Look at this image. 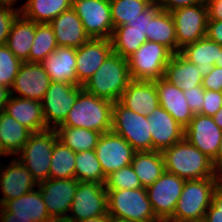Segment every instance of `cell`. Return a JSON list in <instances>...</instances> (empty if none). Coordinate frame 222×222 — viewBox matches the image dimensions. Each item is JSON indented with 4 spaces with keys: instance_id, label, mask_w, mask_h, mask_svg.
<instances>
[{
    "instance_id": "cell-10",
    "label": "cell",
    "mask_w": 222,
    "mask_h": 222,
    "mask_svg": "<svg viewBox=\"0 0 222 222\" xmlns=\"http://www.w3.org/2000/svg\"><path fill=\"white\" fill-rule=\"evenodd\" d=\"M68 222L108 215V194L103 184L80 182L73 197Z\"/></svg>"
},
{
    "instance_id": "cell-57",
    "label": "cell",
    "mask_w": 222,
    "mask_h": 222,
    "mask_svg": "<svg viewBox=\"0 0 222 222\" xmlns=\"http://www.w3.org/2000/svg\"><path fill=\"white\" fill-rule=\"evenodd\" d=\"M43 222H68V221L66 220V218L50 217L49 219H46Z\"/></svg>"
},
{
    "instance_id": "cell-62",
    "label": "cell",
    "mask_w": 222,
    "mask_h": 222,
    "mask_svg": "<svg viewBox=\"0 0 222 222\" xmlns=\"http://www.w3.org/2000/svg\"><path fill=\"white\" fill-rule=\"evenodd\" d=\"M109 222H129V221L119 220V219H115V218L110 217Z\"/></svg>"
},
{
    "instance_id": "cell-8",
    "label": "cell",
    "mask_w": 222,
    "mask_h": 222,
    "mask_svg": "<svg viewBox=\"0 0 222 222\" xmlns=\"http://www.w3.org/2000/svg\"><path fill=\"white\" fill-rule=\"evenodd\" d=\"M172 55L164 45L146 41L127 58L131 79L154 81L163 78Z\"/></svg>"
},
{
    "instance_id": "cell-5",
    "label": "cell",
    "mask_w": 222,
    "mask_h": 222,
    "mask_svg": "<svg viewBox=\"0 0 222 222\" xmlns=\"http://www.w3.org/2000/svg\"><path fill=\"white\" fill-rule=\"evenodd\" d=\"M108 215L129 222L157 219L146 188L108 190Z\"/></svg>"
},
{
    "instance_id": "cell-28",
    "label": "cell",
    "mask_w": 222,
    "mask_h": 222,
    "mask_svg": "<svg viewBox=\"0 0 222 222\" xmlns=\"http://www.w3.org/2000/svg\"><path fill=\"white\" fill-rule=\"evenodd\" d=\"M222 45L210 40L207 36L193 44L185 46L180 54L189 62L194 63L202 77L208 75L218 62Z\"/></svg>"
},
{
    "instance_id": "cell-47",
    "label": "cell",
    "mask_w": 222,
    "mask_h": 222,
    "mask_svg": "<svg viewBox=\"0 0 222 222\" xmlns=\"http://www.w3.org/2000/svg\"><path fill=\"white\" fill-rule=\"evenodd\" d=\"M201 85L205 90L222 92V68L214 65L211 72L203 77Z\"/></svg>"
},
{
    "instance_id": "cell-29",
    "label": "cell",
    "mask_w": 222,
    "mask_h": 222,
    "mask_svg": "<svg viewBox=\"0 0 222 222\" xmlns=\"http://www.w3.org/2000/svg\"><path fill=\"white\" fill-rule=\"evenodd\" d=\"M163 78L169 83L179 86L183 91L200 86L203 79L196 65L189 62L180 53L172 55Z\"/></svg>"
},
{
    "instance_id": "cell-33",
    "label": "cell",
    "mask_w": 222,
    "mask_h": 222,
    "mask_svg": "<svg viewBox=\"0 0 222 222\" xmlns=\"http://www.w3.org/2000/svg\"><path fill=\"white\" fill-rule=\"evenodd\" d=\"M32 132L6 114L4 111L0 113V134L3 149L9 155H17L28 141Z\"/></svg>"
},
{
    "instance_id": "cell-55",
    "label": "cell",
    "mask_w": 222,
    "mask_h": 222,
    "mask_svg": "<svg viewBox=\"0 0 222 222\" xmlns=\"http://www.w3.org/2000/svg\"><path fill=\"white\" fill-rule=\"evenodd\" d=\"M109 220H110L109 215H101L98 217H91L77 222H109Z\"/></svg>"
},
{
    "instance_id": "cell-26",
    "label": "cell",
    "mask_w": 222,
    "mask_h": 222,
    "mask_svg": "<svg viewBox=\"0 0 222 222\" xmlns=\"http://www.w3.org/2000/svg\"><path fill=\"white\" fill-rule=\"evenodd\" d=\"M0 207L12 212V217L30 218L33 222H43L51 217L39 189L9 200Z\"/></svg>"
},
{
    "instance_id": "cell-39",
    "label": "cell",
    "mask_w": 222,
    "mask_h": 222,
    "mask_svg": "<svg viewBox=\"0 0 222 222\" xmlns=\"http://www.w3.org/2000/svg\"><path fill=\"white\" fill-rule=\"evenodd\" d=\"M155 0H110L112 23L116 28L138 18Z\"/></svg>"
},
{
    "instance_id": "cell-27",
    "label": "cell",
    "mask_w": 222,
    "mask_h": 222,
    "mask_svg": "<svg viewBox=\"0 0 222 222\" xmlns=\"http://www.w3.org/2000/svg\"><path fill=\"white\" fill-rule=\"evenodd\" d=\"M36 25L19 14L13 21L6 46L21 61L29 62V52L34 41Z\"/></svg>"
},
{
    "instance_id": "cell-34",
    "label": "cell",
    "mask_w": 222,
    "mask_h": 222,
    "mask_svg": "<svg viewBox=\"0 0 222 222\" xmlns=\"http://www.w3.org/2000/svg\"><path fill=\"white\" fill-rule=\"evenodd\" d=\"M58 140L75 153L94 150L102 133L86 128L57 127Z\"/></svg>"
},
{
    "instance_id": "cell-31",
    "label": "cell",
    "mask_w": 222,
    "mask_h": 222,
    "mask_svg": "<svg viewBox=\"0 0 222 222\" xmlns=\"http://www.w3.org/2000/svg\"><path fill=\"white\" fill-rule=\"evenodd\" d=\"M131 165L144 188L152 185L165 171L161 151L135 152Z\"/></svg>"
},
{
    "instance_id": "cell-44",
    "label": "cell",
    "mask_w": 222,
    "mask_h": 222,
    "mask_svg": "<svg viewBox=\"0 0 222 222\" xmlns=\"http://www.w3.org/2000/svg\"><path fill=\"white\" fill-rule=\"evenodd\" d=\"M161 8L155 0L146 10H144L141 15L138 16L133 21L127 22L125 25L130 26V29H136L143 33H148V21H150Z\"/></svg>"
},
{
    "instance_id": "cell-45",
    "label": "cell",
    "mask_w": 222,
    "mask_h": 222,
    "mask_svg": "<svg viewBox=\"0 0 222 222\" xmlns=\"http://www.w3.org/2000/svg\"><path fill=\"white\" fill-rule=\"evenodd\" d=\"M204 88L202 85L184 90V95L187 99L189 108L194 114H199L204 102Z\"/></svg>"
},
{
    "instance_id": "cell-53",
    "label": "cell",
    "mask_w": 222,
    "mask_h": 222,
    "mask_svg": "<svg viewBox=\"0 0 222 222\" xmlns=\"http://www.w3.org/2000/svg\"><path fill=\"white\" fill-rule=\"evenodd\" d=\"M214 177L216 182V190L222 194V165L215 168Z\"/></svg>"
},
{
    "instance_id": "cell-56",
    "label": "cell",
    "mask_w": 222,
    "mask_h": 222,
    "mask_svg": "<svg viewBox=\"0 0 222 222\" xmlns=\"http://www.w3.org/2000/svg\"><path fill=\"white\" fill-rule=\"evenodd\" d=\"M217 126L222 129V107L218 112L212 117Z\"/></svg>"
},
{
    "instance_id": "cell-46",
    "label": "cell",
    "mask_w": 222,
    "mask_h": 222,
    "mask_svg": "<svg viewBox=\"0 0 222 222\" xmlns=\"http://www.w3.org/2000/svg\"><path fill=\"white\" fill-rule=\"evenodd\" d=\"M203 222H222V194L217 190L212 196V202L205 213Z\"/></svg>"
},
{
    "instance_id": "cell-22",
    "label": "cell",
    "mask_w": 222,
    "mask_h": 222,
    "mask_svg": "<svg viewBox=\"0 0 222 222\" xmlns=\"http://www.w3.org/2000/svg\"><path fill=\"white\" fill-rule=\"evenodd\" d=\"M159 105H161L184 129L194 113L189 108L184 91L164 78L155 80Z\"/></svg>"
},
{
    "instance_id": "cell-40",
    "label": "cell",
    "mask_w": 222,
    "mask_h": 222,
    "mask_svg": "<svg viewBox=\"0 0 222 222\" xmlns=\"http://www.w3.org/2000/svg\"><path fill=\"white\" fill-rule=\"evenodd\" d=\"M104 187L107 191L143 188L132 165L122 167L109 174L106 177Z\"/></svg>"
},
{
    "instance_id": "cell-60",
    "label": "cell",
    "mask_w": 222,
    "mask_h": 222,
    "mask_svg": "<svg viewBox=\"0 0 222 222\" xmlns=\"http://www.w3.org/2000/svg\"><path fill=\"white\" fill-rule=\"evenodd\" d=\"M215 65L222 68V48L218 56V62Z\"/></svg>"
},
{
    "instance_id": "cell-35",
    "label": "cell",
    "mask_w": 222,
    "mask_h": 222,
    "mask_svg": "<svg viewBox=\"0 0 222 222\" xmlns=\"http://www.w3.org/2000/svg\"><path fill=\"white\" fill-rule=\"evenodd\" d=\"M110 39L113 52L126 59L148 41L145 33L130 29L128 25L114 28Z\"/></svg>"
},
{
    "instance_id": "cell-51",
    "label": "cell",
    "mask_w": 222,
    "mask_h": 222,
    "mask_svg": "<svg viewBox=\"0 0 222 222\" xmlns=\"http://www.w3.org/2000/svg\"><path fill=\"white\" fill-rule=\"evenodd\" d=\"M0 222H33L30 218L12 217V212H6L0 207Z\"/></svg>"
},
{
    "instance_id": "cell-38",
    "label": "cell",
    "mask_w": 222,
    "mask_h": 222,
    "mask_svg": "<svg viewBox=\"0 0 222 222\" xmlns=\"http://www.w3.org/2000/svg\"><path fill=\"white\" fill-rule=\"evenodd\" d=\"M57 47L51 25L37 23L34 41L29 52V62L42 63Z\"/></svg>"
},
{
    "instance_id": "cell-59",
    "label": "cell",
    "mask_w": 222,
    "mask_h": 222,
    "mask_svg": "<svg viewBox=\"0 0 222 222\" xmlns=\"http://www.w3.org/2000/svg\"><path fill=\"white\" fill-rule=\"evenodd\" d=\"M2 156H9V154L3 149V144H2V141H1V134H0V158ZM1 162V160H0Z\"/></svg>"
},
{
    "instance_id": "cell-43",
    "label": "cell",
    "mask_w": 222,
    "mask_h": 222,
    "mask_svg": "<svg viewBox=\"0 0 222 222\" xmlns=\"http://www.w3.org/2000/svg\"><path fill=\"white\" fill-rule=\"evenodd\" d=\"M222 107V92L204 90V102L199 114L213 117Z\"/></svg>"
},
{
    "instance_id": "cell-18",
    "label": "cell",
    "mask_w": 222,
    "mask_h": 222,
    "mask_svg": "<svg viewBox=\"0 0 222 222\" xmlns=\"http://www.w3.org/2000/svg\"><path fill=\"white\" fill-rule=\"evenodd\" d=\"M112 52L111 39L90 38L78 47L76 49L77 86H83Z\"/></svg>"
},
{
    "instance_id": "cell-36",
    "label": "cell",
    "mask_w": 222,
    "mask_h": 222,
    "mask_svg": "<svg viewBox=\"0 0 222 222\" xmlns=\"http://www.w3.org/2000/svg\"><path fill=\"white\" fill-rule=\"evenodd\" d=\"M75 154L57 139L53 146L49 179L75 178Z\"/></svg>"
},
{
    "instance_id": "cell-4",
    "label": "cell",
    "mask_w": 222,
    "mask_h": 222,
    "mask_svg": "<svg viewBox=\"0 0 222 222\" xmlns=\"http://www.w3.org/2000/svg\"><path fill=\"white\" fill-rule=\"evenodd\" d=\"M216 191L215 177L186 180L172 222H203Z\"/></svg>"
},
{
    "instance_id": "cell-25",
    "label": "cell",
    "mask_w": 222,
    "mask_h": 222,
    "mask_svg": "<svg viewBox=\"0 0 222 222\" xmlns=\"http://www.w3.org/2000/svg\"><path fill=\"white\" fill-rule=\"evenodd\" d=\"M4 112L28 128L32 133L48 129L40 101L11 95L5 105Z\"/></svg>"
},
{
    "instance_id": "cell-16",
    "label": "cell",
    "mask_w": 222,
    "mask_h": 222,
    "mask_svg": "<svg viewBox=\"0 0 222 222\" xmlns=\"http://www.w3.org/2000/svg\"><path fill=\"white\" fill-rule=\"evenodd\" d=\"M184 138L213 160L221 143L222 129L217 126L212 117L194 114L184 129Z\"/></svg>"
},
{
    "instance_id": "cell-19",
    "label": "cell",
    "mask_w": 222,
    "mask_h": 222,
    "mask_svg": "<svg viewBox=\"0 0 222 222\" xmlns=\"http://www.w3.org/2000/svg\"><path fill=\"white\" fill-rule=\"evenodd\" d=\"M1 164L3 163L0 162V188L3 197L0 198V206L29 193L38 185L30 171L16 157L8 162V166Z\"/></svg>"
},
{
    "instance_id": "cell-41",
    "label": "cell",
    "mask_w": 222,
    "mask_h": 222,
    "mask_svg": "<svg viewBox=\"0 0 222 222\" xmlns=\"http://www.w3.org/2000/svg\"><path fill=\"white\" fill-rule=\"evenodd\" d=\"M21 63L6 45L0 46V85L12 88Z\"/></svg>"
},
{
    "instance_id": "cell-12",
    "label": "cell",
    "mask_w": 222,
    "mask_h": 222,
    "mask_svg": "<svg viewBox=\"0 0 222 222\" xmlns=\"http://www.w3.org/2000/svg\"><path fill=\"white\" fill-rule=\"evenodd\" d=\"M72 9L90 38H111L114 27L110 0H72Z\"/></svg>"
},
{
    "instance_id": "cell-6",
    "label": "cell",
    "mask_w": 222,
    "mask_h": 222,
    "mask_svg": "<svg viewBox=\"0 0 222 222\" xmlns=\"http://www.w3.org/2000/svg\"><path fill=\"white\" fill-rule=\"evenodd\" d=\"M57 139L55 129L33 132L17 154L16 158L30 171L37 183L49 179L52 151Z\"/></svg>"
},
{
    "instance_id": "cell-58",
    "label": "cell",
    "mask_w": 222,
    "mask_h": 222,
    "mask_svg": "<svg viewBox=\"0 0 222 222\" xmlns=\"http://www.w3.org/2000/svg\"><path fill=\"white\" fill-rule=\"evenodd\" d=\"M19 0H0V5H10L13 6Z\"/></svg>"
},
{
    "instance_id": "cell-24",
    "label": "cell",
    "mask_w": 222,
    "mask_h": 222,
    "mask_svg": "<svg viewBox=\"0 0 222 222\" xmlns=\"http://www.w3.org/2000/svg\"><path fill=\"white\" fill-rule=\"evenodd\" d=\"M41 64L51 81L77 85L76 48L58 46Z\"/></svg>"
},
{
    "instance_id": "cell-7",
    "label": "cell",
    "mask_w": 222,
    "mask_h": 222,
    "mask_svg": "<svg viewBox=\"0 0 222 222\" xmlns=\"http://www.w3.org/2000/svg\"><path fill=\"white\" fill-rule=\"evenodd\" d=\"M111 131L123 137L136 152L153 151L147 116L127 109L119 101L113 103Z\"/></svg>"
},
{
    "instance_id": "cell-23",
    "label": "cell",
    "mask_w": 222,
    "mask_h": 222,
    "mask_svg": "<svg viewBox=\"0 0 222 222\" xmlns=\"http://www.w3.org/2000/svg\"><path fill=\"white\" fill-rule=\"evenodd\" d=\"M49 24L53 28L57 46L77 49L90 39L81 19L72 8L62 12Z\"/></svg>"
},
{
    "instance_id": "cell-54",
    "label": "cell",
    "mask_w": 222,
    "mask_h": 222,
    "mask_svg": "<svg viewBox=\"0 0 222 222\" xmlns=\"http://www.w3.org/2000/svg\"><path fill=\"white\" fill-rule=\"evenodd\" d=\"M214 169L222 165V139L216 157L212 160Z\"/></svg>"
},
{
    "instance_id": "cell-52",
    "label": "cell",
    "mask_w": 222,
    "mask_h": 222,
    "mask_svg": "<svg viewBox=\"0 0 222 222\" xmlns=\"http://www.w3.org/2000/svg\"><path fill=\"white\" fill-rule=\"evenodd\" d=\"M11 96V89L0 85V113L4 111L5 105L7 104Z\"/></svg>"
},
{
    "instance_id": "cell-49",
    "label": "cell",
    "mask_w": 222,
    "mask_h": 222,
    "mask_svg": "<svg viewBox=\"0 0 222 222\" xmlns=\"http://www.w3.org/2000/svg\"><path fill=\"white\" fill-rule=\"evenodd\" d=\"M206 36L210 40L222 45V21L208 20Z\"/></svg>"
},
{
    "instance_id": "cell-9",
    "label": "cell",
    "mask_w": 222,
    "mask_h": 222,
    "mask_svg": "<svg viewBox=\"0 0 222 222\" xmlns=\"http://www.w3.org/2000/svg\"><path fill=\"white\" fill-rule=\"evenodd\" d=\"M82 90L83 86L51 81L41 101L47 128L56 129L63 123Z\"/></svg>"
},
{
    "instance_id": "cell-17",
    "label": "cell",
    "mask_w": 222,
    "mask_h": 222,
    "mask_svg": "<svg viewBox=\"0 0 222 222\" xmlns=\"http://www.w3.org/2000/svg\"><path fill=\"white\" fill-rule=\"evenodd\" d=\"M51 83L41 63L22 62L11 88V95L42 101Z\"/></svg>"
},
{
    "instance_id": "cell-1",
    "label": "cell",
    "mask_w": 222,
    "mask_h": 222,
    "mask_svg": "<svg viewBox=\"0 0 222 222\" xmlns=\"http://www.w3.org/2000/svg\"><path fill=\"white\" fill-rule=\"evenodd\" d=\"M113 102L97 97L84 89L78 94L67 117L58 127L86 128L100 133L112 129Z\"/></svg>"
},
{
    "instance_id": "cell-21",
    "label": "cell",
    "mask_w": 222,
    "mask_h": 222,
    "mask_svg": "<svg viewBox=\"0 0 222 222\" xmlns=\"http://www.w3.org/2000/svg\"><path fill=\"white\" fill-rule=\"evenodd\" d=\"M119 102L127 109L138 114L150 115L159 106L155 80H131L122 93Z\"/></svg>"
},
{
    "instance_id": "cell-20",
    "label": "cell",
    "mask_w": 222,
    "mask_h": 222,
    "mask_svg": "<svg viewBox=\"0 0 222 222\" xmlns=\"http://www.w3.org/2000/svg\"><path fill=\"white\" fill-rule=\"evenodd\" d=\"M153 151H163L184 138V128L161 106L147 116Z\"/></svg>"
},
{
    "instance_id": "cell-14",
    "label": "cell",
    "mask_w": 222,
    "mask_h": 222,
    "mask_svg": "<svg viewBox=\"0 0 222 222\" xmlns=\"http://www.w3.org/2000/svg\"><path fill=\"white\" fill-rule=\"evenodd\" d=\"M94 150L106 177L122 167L131 165L136 152L123 137L112 131L101 134Z\"/></svg>"
},
{
    "instance_id": "cell-2",
    "label": "cell",
    "mask_w": 222,
    "mask_h": 222,
    "mask_svg": "<svg viewBox=\"0 0 222 222\" xmlns=\"http://www.w3.org/2000/svg\"><path fill=\"white\" fill-rule=\"evenodd\" d=\"M128 60L112 52L83 85V89L97 97L117 102L131 81Z\"/></svg>"
},
{
    "instance_id": "cell-30",
    "label": "cell",
    "mask_w": 222,
    "mask_h": 222,
    "mask_svg": "<svg viewBox=\"0 0 222 222\" xmlns=\"http://www.w3.org/2000/svg\"><path fill=\"white\" fill-rule=\"evenodd\" d=\"M20 14L35 23H50L62 12L72 8V0H27L18 7Z\"/></svg>"
},
{
    "instance_id": "cell-61",
    "label": "cell",
    "mask_w": 222,
    "mask_h": 222,
    "mask_svg": "<svg viewBox=\"0 0 222 222\" xmlns=\"http://www.w3.org/2000/svg\"><path fill=\"white\" fill-rule=\"evenodd\" d=\"M149 222H172L170 219H167V218H157V219H154L152 221H149Z\"/></svg>"
},
{
    "instance_id": "cell-50",
    "label": "cell",
    "mask_w": 222,
    "mask_h": 222,
    "mask_svg": "<svg viewBox=\"0 0 222 222\" xmlns=\"http://www.w3.org/2000/svg\"><path fill=\"white\" fill-rule=\"evenodd\" d=\"M208 20L222 21V0H205Z\"/></svg>"
},
{
    "instance_id": "cell-13",
    "label": "cell",
    "mask_w": 222,
    "mask_h": 222,
    "mask_svg": "<svg viewBox=\"0 0 222 222\" xmlns=\"http://www.w3.org/2000/svg\"><path fill=\"white\" fill-rule=\"evenodd\" d=\"M185 181V179L175 174L164 171L152 185L146 188L149 201L157 218L170 219L173 216Z\"/></svg>"
},
{
    "instance_id": "cell-3",
    "label": "cell",
    "mask_w": 222,
    "mask_h": 222,
    "mask_svg": "<svg viewBox=\"0 0 222 222\" xmlns=\"http://www.w3.org/2000/svg\"><path fill=\"white\" fill-rule=\"evenodd\" d=\"M165 171L185 180L214 177L212 160L185 138L162 151Z\"/></svg>"
},
{
    "instance_id": "cell-48",
    "label": "cell",
    "mask_w": 222,
    "mask_h": 222,
    "mask_svg": "<svg viewBox=\"0 0 222 222\" xmlns=\"http://www.w3.org/2000/svg\"><path fill=\"white\" fill-rule=\"evenodd\" d=\"M163 11L172 12L176 9L204 3L205 0H156Z\"/></svg>"
},
{
    "instance_id": "cell-37",
    "label": "cell",
    "mask_w": 222,
    "mask_h": 222,
    "mask_svg": "<svg viewBox=\"0 0 222 222\" xmlns=\"http://www.w3.org/2000/svg\"><path fill=\"white\" fill-rule=\"evenodd\" d=\"M75 179L80 182L105 184L106 176L101 169L95 150L75 154Z\"/></svg>"
},
{
    "instance_id": "cell-15",
    "label": "cell",
    "mask_w": 222,
    "mask_h": 222,
    "mask_svg": "<svg viewBox=\"0 0 222 222\" xmlns=\"http://www.w3.org/2000/svg\"><path fill=\"white\" fill-rule=\"evenodd\" d=\"M37 186L49 215L67 219L73 197L78 188V180L75 178L48 179L41 181Z\"/></svg>"
},
{
    "instance_id": "cell-42",
    "label": "cell",
    "mask_w": 222,
    "mask_h": 222,
    "mask_svg": "<svg viewBox=\"0 0 222 222\" xmlns=\"http://www.w3.org/2000/svg\"><path fill=\"white\" fill-rule=\"evenodd\" d=\"M19 14L18 7L0 5V46L6 45L12 23Z\"/></svg>"
},
{
    "instance_id": "cell-11",
    "label": "cell",
    "mask_w": 222,
    "mask_h": 222,
    "mask_svg": "<svg viewBox=\"0 0 222 222\" xmlns=\"http://www.w3.org/2000/svg\"><path fill=\"white\" fill-rule=\"evenodd\" d=\"M176 30L177 53L207 35L208 10L206 3L183 7L170 12Z\"/></svg>"
},
{
    "instance_id": "cell-32",
    "label": "cell",
    "mask_w": 222,
    "mask_h": 222,
    "mask_svg": "<svg viewBox=\"0 0 222 222\" xmlns=\"http://www.w3.org/2000/svg\"><path fill=\"white\" fill-rule=\"evenodd\" d=\"M148 41L157 42L167 47L173 54L177 53L175 23L170 12L160 10L148 21Z\"/></svg>"
}]
</instances>
